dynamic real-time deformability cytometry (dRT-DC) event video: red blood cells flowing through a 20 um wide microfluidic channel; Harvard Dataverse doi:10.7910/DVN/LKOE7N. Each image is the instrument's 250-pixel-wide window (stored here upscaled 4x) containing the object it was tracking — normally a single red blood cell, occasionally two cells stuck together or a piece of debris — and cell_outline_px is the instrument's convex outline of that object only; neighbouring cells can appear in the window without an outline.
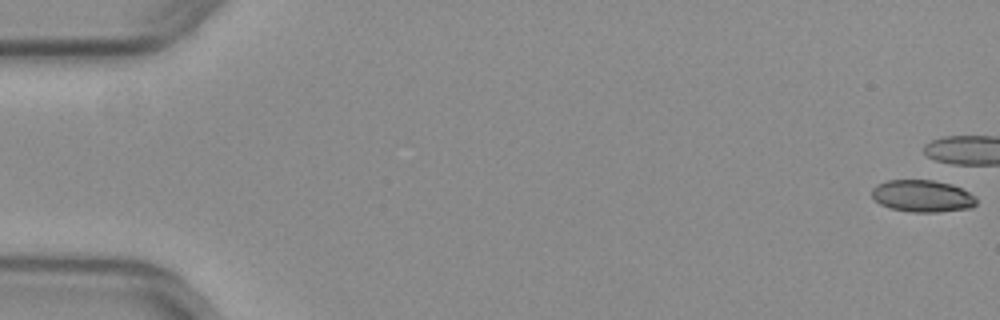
{"species": "common noctule bat (a hibernating species)", "species_latin": "Nyctalus noctula", "temperature_condition": "warm", "stored_images_in_passage": 5, "camera_frame_rate_fps": 3000, "um_per_image_px": 0.085, "animal": {"sex": "female", "body_mass_g": 29.2, "forearm_length_mm": 56.3}, "frame": {"image": 1, "passage_image": 1, "time_ms": 0.0, "image_size_px": [1000, 320], "cell_outline_px": [[976, 204], [972, 208], [940, 212], [912, 212], [888, 208], [880, 204], [872, 196], [872, 188], [876, 184], [888, 180], [932, 180], [952, 184], [976, 196]], "centroid_in_image_um": [78.4, 16.67], "position_along_channel_um": 6.6, "area_um2": 19.65}}